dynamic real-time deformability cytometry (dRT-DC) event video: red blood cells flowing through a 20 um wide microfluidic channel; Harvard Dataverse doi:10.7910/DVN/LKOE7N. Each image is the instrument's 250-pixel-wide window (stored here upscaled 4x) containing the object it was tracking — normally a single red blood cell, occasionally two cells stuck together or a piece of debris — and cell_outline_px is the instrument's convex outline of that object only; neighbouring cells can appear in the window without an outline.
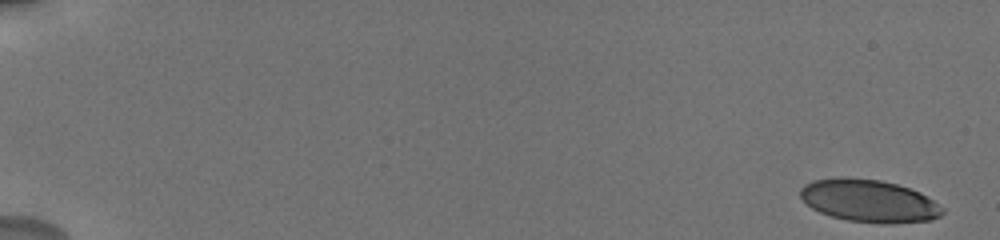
{"species": "human", "species_latin": "Homo sapiens", "temperature_condition": "cold", "stored_images_in_passage": 36, "camera_frame_rate_fps": 3000, "um_per_image_px": 0.085, "donor": {"sex": "male"}, "frame": {"image": 1, "passage_image": 1, "time_ms": 0.0, "image_size_px": [1000, 240], "cell_outline_px": [[944, 212], [940, 216], [928, 220], [888, 224], [848, 220], [832, 216], [820, 212], [812, 208], [800, 196], [800, 188], [804, 184], [812, 180], [840, 176], [844, 176], [880, 180], [896, 184], [920, 192], [944, 208]], "centroid_in_image_um": [73.84, 17.05], "position_along_channel_um": 11.2, "area_um2": 35.2}}
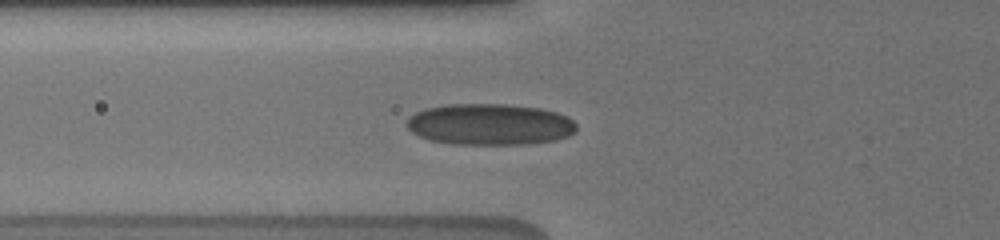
{"frame": {"image": 2, "passage_image": 18, "time_ms": 7.0, "image_size_px": [1000, 240], "cell_outline_px": [[576, 128], [568, 136], [556, 140], [524, 144], [452, 144], [432, 140], [420, 136], [412, 132], [408, 128], [408, 116], [416, 112], [428, 108], [448, 104], [508, 104], [540, 108], [556, 112], [568, 116], [576, 124]], "centroid_in_image_um": [41.65, 10.57], "position_along_channel_um": 84.2, "area_um2": 40.75}}
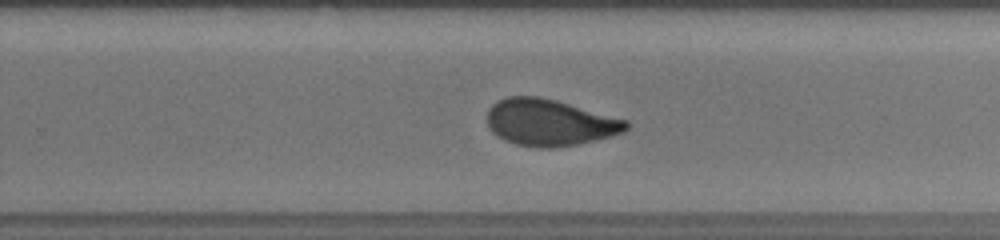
{"frame": {"image": 3, "passage_image": 32, "time_ms": 12.333, "image_size_px": [1000, 240], "cell_outline_px": [[632, 124], [624, 132], [596, 140], [556, 148], [536, 148], [516, 144], [504, 140], [496, 136], [488, 128], [488, 108], [492, 104], [508, 96], [540, 96], [556, 100], [628, 120]], "centroid_in_image_um": [46.72, 10.42], "position_along_channel_um": 283.1, "area_um2": 38.03}}